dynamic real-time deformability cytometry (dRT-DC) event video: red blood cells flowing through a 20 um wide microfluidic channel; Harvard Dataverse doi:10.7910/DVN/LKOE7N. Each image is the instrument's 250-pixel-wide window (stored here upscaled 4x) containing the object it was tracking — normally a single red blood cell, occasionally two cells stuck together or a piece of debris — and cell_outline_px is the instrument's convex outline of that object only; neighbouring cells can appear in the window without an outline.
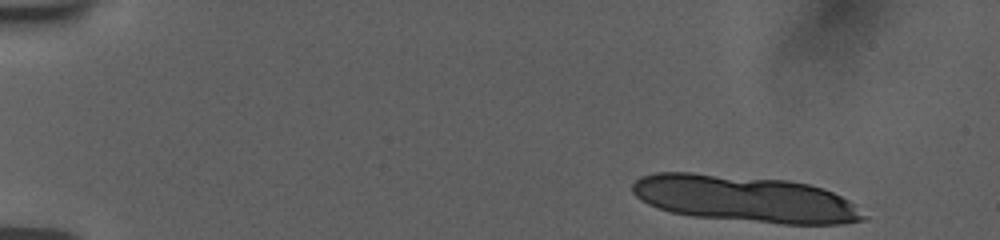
{"species": "human", "species_latin": "Homo sapiens", "temperature_condition": "room temperature", "stored_images_in_passage": 12, "camera_frame_rate_fps": 3000, "um_per_image_px": 0.085, "donor": {"sex": "female"}, "frame": {"image": 1, "passage_image": 1, "time_ms": 0.0, "image_size_px": [1000, 240], "cell_outline_px": [[868, 216], [864, 220], [844, 224], [780, 224], [692, 216], [672, 212], [648, 204], [636, 196], [632, 192], [632, 184], [640, 176], [656, 172], [692, 172], [788, 180], [808, 184], [824, 188], [848, 200]], "centroid_in_image_um": [63.32, 16.9], "position_along_channel_um": 21.7, "area_um2": 62.94}}